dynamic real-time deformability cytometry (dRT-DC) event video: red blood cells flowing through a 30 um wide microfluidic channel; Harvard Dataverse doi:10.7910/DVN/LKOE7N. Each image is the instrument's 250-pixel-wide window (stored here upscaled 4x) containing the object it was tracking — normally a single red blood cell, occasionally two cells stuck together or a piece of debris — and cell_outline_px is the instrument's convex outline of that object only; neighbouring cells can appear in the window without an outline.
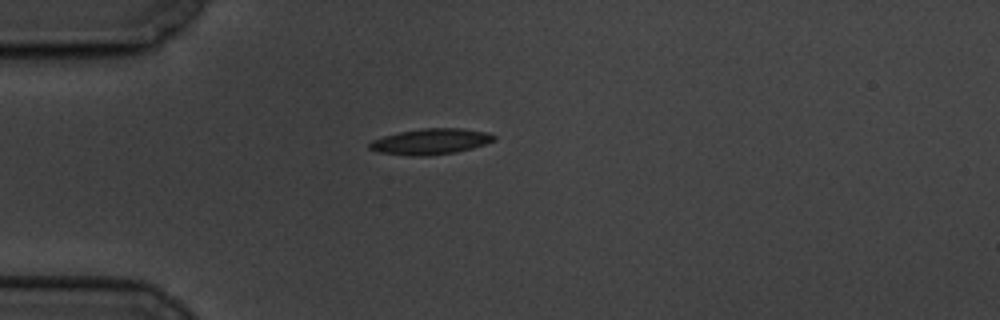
{"species": "common noctule bat (a hibernating species)", "species_latin": "Nyctalus noctula", "temperature_condition": "cold", "stored_images_in_passage": 1, "camera_frame_rate_fps": 3000, "um_per_image_px": 0.085, "animal": {"sex": "male", "body_mass_g": 19.5, "forearm_length_mm": 54.6}, "frame": {"image": 1, "passage_image": 1, "time_ms": 0.0, "image_size_px": [1000, 320], "cell_outline_px": [[496, 140], [472, 148], [456, 152], [428, 156], [408, 156], [380, 152], [368, 148], [368, 144], [372, 140], [384, 136], [400, 132], [424, 128], [460, 128], [488, 132], [496, 136]], "centroid_in_image_um": [36.62, 12.03], "position_along_channel_um": 48.4, "area_um2": 18.73}}